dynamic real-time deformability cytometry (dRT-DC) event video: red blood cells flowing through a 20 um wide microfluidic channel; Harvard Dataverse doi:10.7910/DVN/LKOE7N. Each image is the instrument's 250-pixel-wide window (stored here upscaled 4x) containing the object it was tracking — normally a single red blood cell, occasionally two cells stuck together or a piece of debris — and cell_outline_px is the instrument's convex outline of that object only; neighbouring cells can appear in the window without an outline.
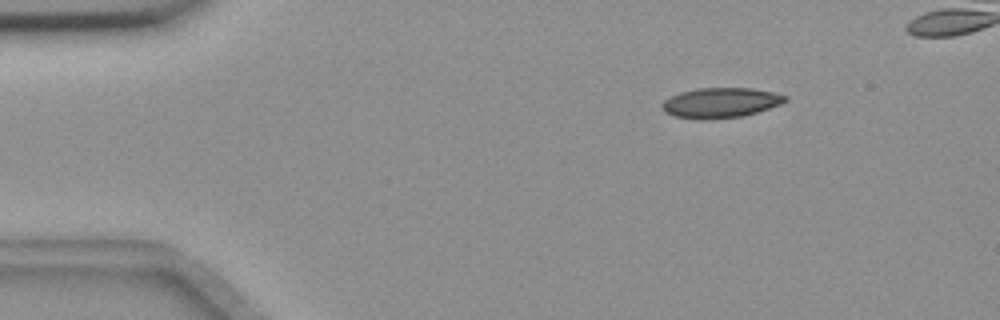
{"species": "common noctule bat (a hibernating species)", "species_latin": "Nyctalus noctula", "temperature_condition": "room temperature", "stored_images_in_passage": 46, "camera_frame_rate_fps": 3000, "um_per_image_px": 0.085, "animal": {"sex": "female", "body_mass_g": 18.4}, "frame": {"image": 1, "passage_image": 3, "time_ms": 0.667, "image_size_px": [1000, 320], "cell_outline_px": [[788, 100], [780, 104], [744, 116], [708, 120], [700, 120], [672, 116], [664, 112], [660, 108], [660, 104], [664, 100], [680, 92], [696, 88], [752, 88], [772, 92], [788, 96]], "centroid_in_image_um": [61.2, 8.74], "position_along_channel_um": 23.8, "area_um2": 21.85}}
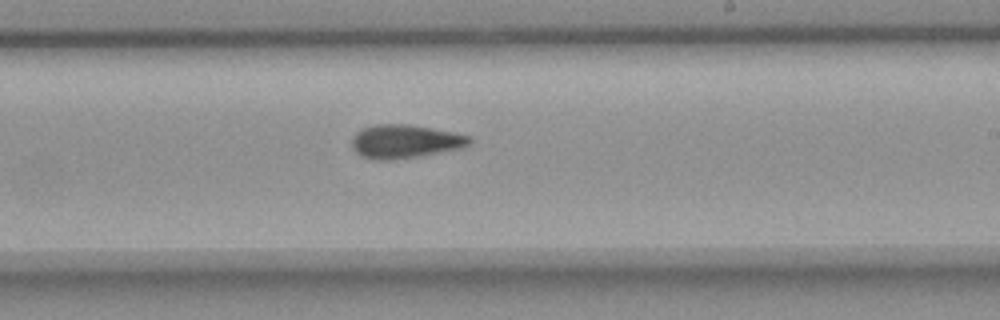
{"frame": {"image": 2, "passage_image": 28, "time_ms": 9.0, "image_size_px": [1000, 320], "cell_outline_px": [[472, 140], [468, 144], [460, 148], [416, 156], [392, 160], [376, 160], [360, 156], [352, 148], [352, 136], [356, 132], [364, 128], [376, 124], [408, 124], [432, 128], [472, 136]], "centroid_in_image_um": [34.38, 12.01], "position_along_channel_um": 254.6, "area_um2": 22.83}}
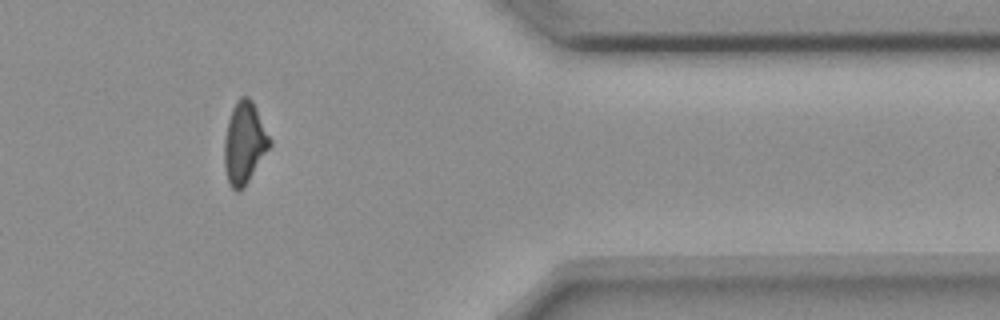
{"frame": {"image": 3, "passage_image": 41, "time_ms": 13.333, "image_size_px": [1000, 320], "cell_outline_px": [[272, 144], [248, 180], [236, 192], [228, 184], [224, 168], [224, 140], [228, 120], [232, 108], [236, 100], [240, 96], [248, 96], [252, 100], [272, 140]], "centroid_in_image_um": [20.76, 12.11], "position_along_channel_um": 390.6, "area_um2": 21.56}}